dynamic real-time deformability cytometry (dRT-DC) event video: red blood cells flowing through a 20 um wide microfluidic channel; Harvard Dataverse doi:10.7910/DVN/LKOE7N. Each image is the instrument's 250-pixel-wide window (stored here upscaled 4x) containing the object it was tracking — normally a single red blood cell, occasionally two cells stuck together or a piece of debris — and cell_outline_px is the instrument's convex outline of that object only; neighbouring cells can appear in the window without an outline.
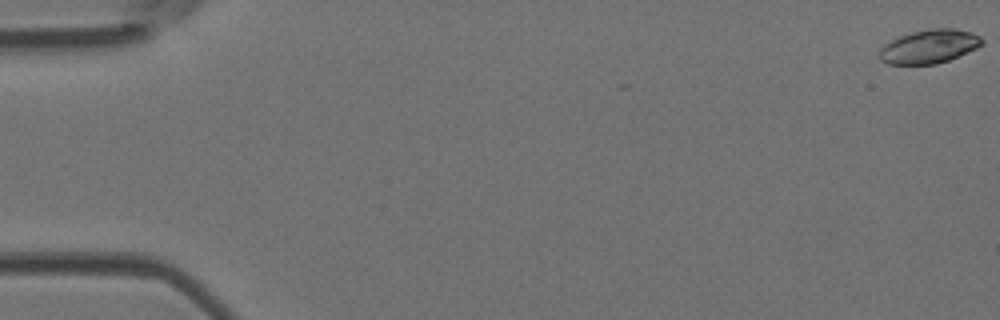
{"species": "Egyptian fruit bat (a non-hibernating species)", "species_latin": "Rousettus aegyptiacus", "temperature_condition": "room temperature", "stored_images_in_passage": 4, "camera_frame_rate_fps": 3000, "um_per_image_px": 0.085, "animal": {"sex": "female"}, "frame": {"image": 1, "passage_image": 1, "time_ms": 0.0, "image_size_px": [1000, 320], "cell_outline_px": [[984, 44], [976, 48], [948, 60], [936, 64], [888, 64], [880, 60], [880, 48], [884, 44], [900, 36], [912, 32], [932, 28], [956, 28], [972, 32], [980, 36], [984, 40]], "centroid_in_image_um": [79.01, 3.94], "position_along_channel_um": 6.0, "area_um2": 20.11}}